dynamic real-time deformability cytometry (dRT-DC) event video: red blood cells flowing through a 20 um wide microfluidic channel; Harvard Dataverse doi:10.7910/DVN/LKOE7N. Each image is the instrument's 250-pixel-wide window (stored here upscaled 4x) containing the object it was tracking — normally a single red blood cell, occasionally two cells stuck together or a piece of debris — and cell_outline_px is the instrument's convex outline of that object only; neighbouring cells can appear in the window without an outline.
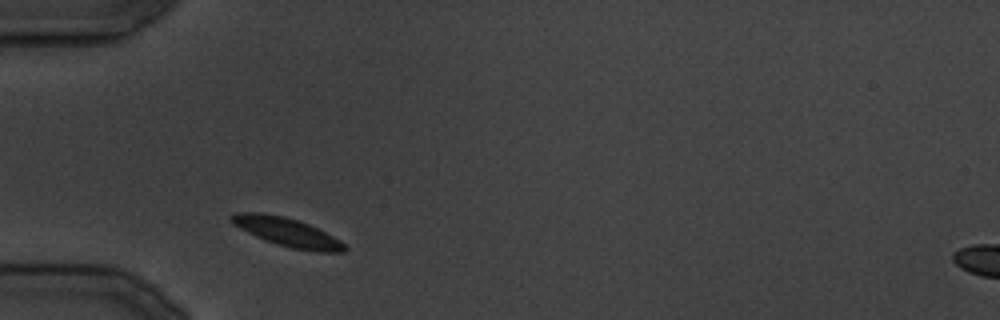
{"species": "common noctule bat (a hibernating species)", "species_latin": "Nyctalus noctula", "temperature_condition": "cold", "stored_images_in_passage": 24, "camera_frame_rate_fps": 3000, "um_per_image_px": 0.085, "animal": {"sex": "male", "body_mass_g": 19.5, "forearm_length_mm": 54.6}, "frame": {"image": 1, "passage_image": 1, "time_ms": 0.0, "image_size_px": [1000, 320], "cell_outline_px": [[348, 248], [344, 252], [320, 252], [292, 248], [256, 236], [240, 228], [232, 220], [232, 216], [236, 212], [260, 212], [284, 216], [308, 224], [340, 240]], "centroid_in_image_um": [24.46, 19.73], "position_along_channel_um": 60.5, "area_um2": 18.26}}
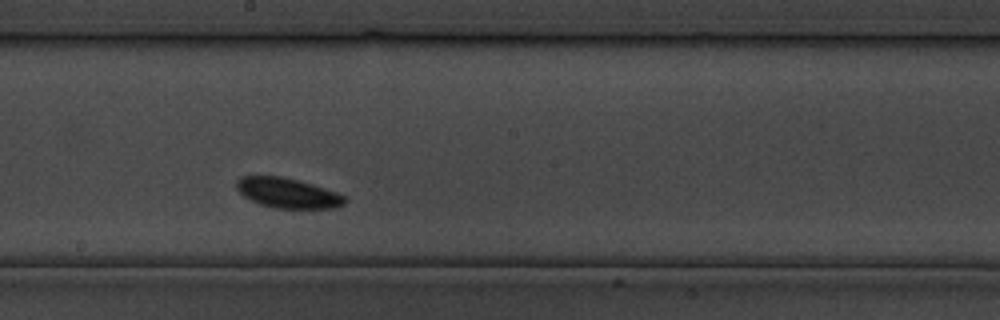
{"frame": {"image": 2, "passage_image": 10, "time_ms": 11.333, "image_size_px": [1000, 320], "cell_outline_px": [[348, 200], [344, 204], [336, 208], [276, 208], [260, 204], [244, 196], [236, 188], [236, 180], [240, 176], [280, 176], [312, 184], [336, 192], [344, 196]], "centroid_in_image_um": [24.45, 16.4], "position_along_channel_um": 223.7, "area_um2": 18.79}}
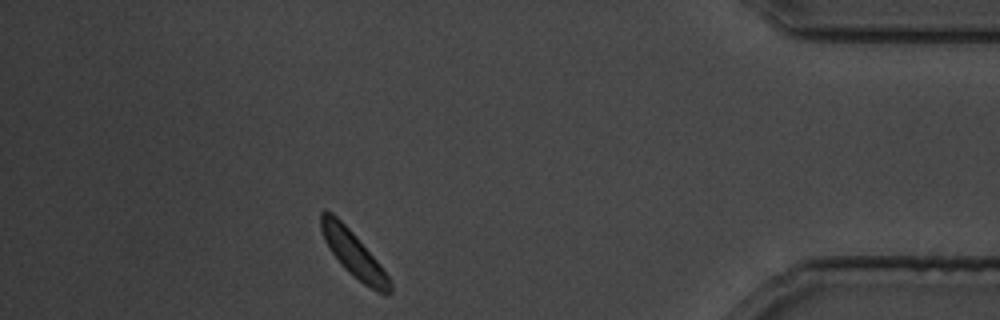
{"frame": {"image": 3, "passage_image": 22, "time_ms": 26.0, "image_size_px": [1000, 320], "cell_outline_px": [[392, 292], [376, 292], [364, 284], [348, 272], [344, 268], [332, 252], [324, 240], [320, 228], [320, 212], [324, 208], [332, 212], [352, 232], [376, 260], [388, 276], [392, 284]], "centroid_in_image_um": [30.0, 21.55], "position_along_channel_um": 405.2, "area_um2": 17.92}}